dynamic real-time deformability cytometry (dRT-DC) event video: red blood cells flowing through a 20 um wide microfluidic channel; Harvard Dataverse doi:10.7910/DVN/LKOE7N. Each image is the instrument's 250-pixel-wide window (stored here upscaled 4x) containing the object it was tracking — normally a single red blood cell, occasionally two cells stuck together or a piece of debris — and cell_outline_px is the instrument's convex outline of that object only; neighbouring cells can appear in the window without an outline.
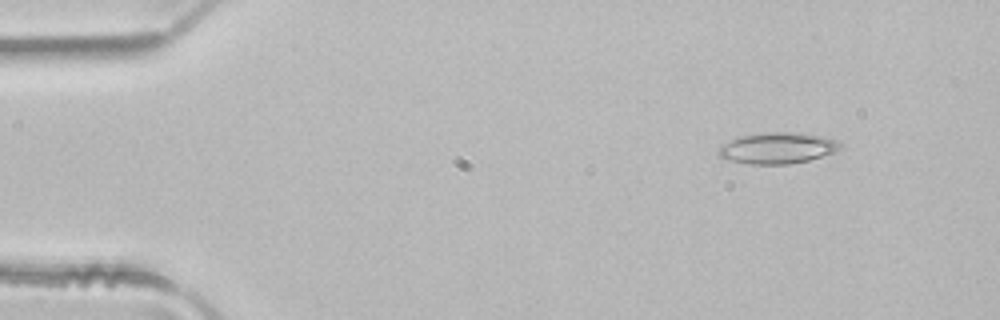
{"species": "common noctule bat (a hibernating species)", "species_latin": "Nyctalus noctula", "temperature_condition": "room temperature", "stored_images_in_passage": 2, "camera_frame_rate_fps": 3000, "um_per_image_px": 0.085, "animal": {"sex": "male", "body_mass_g": 21.5, "forearm_length_mm": 52.0}, "frame": {"image": 1, "passage_image": 1, "time_ms": 0.0, "image_size_px": [1000, 320], "cell_outline_px": [[844, 148], [836, 152], [808, 160], [788, 164], [748, 164], [728, 160], [720, 156], [716, 152], [720, 144], [740, 136], [772, 132], [800, 132], [820, 136], [836, 140]], "centroid_in_image_um": [66.07, 12.59], "position_along_channel_um": 18.9, "area_um2": 22.2}}